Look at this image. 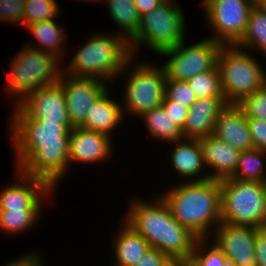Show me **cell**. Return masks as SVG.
Instances as JSON below:
<instances>
[{
    "instance_id": "cell-16",
    "label": "cell",
    "mask_w": 266,
    "mask_h": 266,
    "mask_svg": "<svg viewBox=\"0 0 266 266\" xmlns=\"http://www.w3.org/2000/svg\"><path fill=\"white\" fill-rule=\"evenodd\" d=\"M111 138L80 126L73 127L69 131V165L73 162L95 163L112 157Z\"/></svg>"
},
{
    "instance_id": "cell-26",
    "label": "cell",
    "mask_w": 266,
    "mask_h": 266,
    "mask_svg": "<svg viewBox=\"0 0 266 266\" xmlns=\"http://www.w3.org/2000/svg\"><path fill=\"white\" fill-rule=\"evenodd\" d=\"M236 46L247 50L257 47L266 56V11L261 6L252 7L244 36Z\"/></svg>"
},
{
    "instance_id": "cell-15",
    "label": "cell",
    "mask_w": 266,
    "mask_h": 266,
    "mask_svg": "<svg viewBox=\"0 0 266 266\" xmlns=\"http://www.w3.org/2000/svg\"><path fill=\"white\" fill-rule=\"evenodd\" d=\"M18 172V181L0 192V210H41L44 200L56 190L46 181Z\"/></svg>"
},
{
    "instance_id": "cell-27",
    "label": "cell",
    "mask_w": 266,
    "mask_h": 266,
    "mask_svg": "<svg viewBox=\"0 0 266 266\" xmlns=\"http://www.w3.org/2000/svg\"><path fill=\"white\" fill-rule=\"evenodd\" d=\"M265 156L266 151H260L255 148L241 151L237 168L231 178L264 183L266 181L265 160L263 161V159H266Z\"/></svg>"
},
{
    "instance_id": "cell-32",
    "label": "cell",
    "mask_w": 266,
    "mask_h": 266,
    "mask_svg": "<svg viewBox=\"0 0 266 266\" xmlns=\"http://www.w3.org/2000/svg\"><path fill=\"white\" fill-rule=\"evenodd\" d=\"M245 112L247 119L266 121V83L238 104Z\"/></svg>"
},
{
    "instance_id": "cell-43",
    "label": "cell",
    "mask_w": 266,
    "mask_h": 266,
    "mask_svg": "<svg viewBox=\"0 0 266 266\" xmlns=\"http://www.w3.org/2000/svg\"><path fill=\"white\" fill-rule=\"evenodd\" d=\"M223 266H237L232 260L226 259Z\"/></svg>"
},
{
    "instance_id": "cell-38",
    "label": "cell",
    "mask_w": 266,
    "mask_h": 266,
    "mask_svg": "<svg viewBox=\"0 0 266 266\" xmlns=\"http://www.w3.org/2000/svg\"><path fill=\"white\" fill-rule=\"evenodd\" d=\"M255 256L257 266H266V228L256 232Z\"/></svg>"
},
{
    "instance_id": "cell-30",
    "label": "cell",
    "mask_w": 266,
    "mask_h": 266,
    "mask_svg": "<svg viewBox=\"0 0 266 266\" xmlns=\"http://www.w3.org/2000/svg\"><path fill=\"white\" fill-rule=\"evenodd\" d=\"M57 0H26L23 24L28 25L53 20L59 15V5Z\"/></svg>"
},
{
    "instance_id": "cell-8",
    "label": "cell",
    "mask_w": 266,
    "mask_h": 266,
    "mask_svg": "<svg viewBox=\"0 0 266 266\" xmlns=\"http://www.w3.org/2000/svg\"><path fill=\"white\" fill-rule=\"evenodd\" d=\"M12 60L5 89L13 97L21 96L14 104L30 92L58 82L63 72L58 57L27 45Z\"/></svg>"
},
{
    "instance_id": "cell-40",
    "label": "cell",
    "mask_w": 266,
    "mask_h": 266,
    "mask_svg": "<svg viewBox=\"0 0 266 266\" xmlns=\"http://www.w3.org/2000/svg\"><path fill=\"white\" fill-rule=\"evenodd\" d=\"M164 0H134L138 14L142 16L145 13L152 11L156 6Z\"/></svg>"
},
{
    "instance_id": "cell-23",
    "label": "cell",
    "mask_w": 266,
    "mask_h": 266,
    "mask_svg": "<svg viewBox=\"0 0 266 266\" xmlns=\"http://www.w3.org/2000/svg\"><path fill=\"white\" fill-rule=\"evenodd\" d=\"M26 28L30 30L34 39L38 41L37 44H39V47H33V45L27 46L53 54L59 59L64 56L62 51L64 50L63 42L66 39V35H64V30H62V28L57 24V21H54V19L42 21L28 25Z\"/></svg>"
},
{
    "instance_id": "cell-35",
    "label": "cell",
    "mask_w": 266,
    "mask_h": 266,
    "mask_svg": "<svg viewBox=\"0 0 266 266\" xmlns=\"http://www.w3.org/2000/svg\"><path fill=\"white\" fill-rule=\"evenodd\" d=\"M248 126L253 141V148L266 151V121L262 119H248Z\"/></svg>"
},
{
    "instance_id": "cell-14",
    "label": "cell",
    "mask_w": 266,
    "mask_h": 266,
    "mask_svg": "<svg viewBox=\"0 0 266 266\" xmlns=\"http://www.w3.org/2000/svg\"><path fill=\"white\" fill-rule=\"evenodd\" d=\"M17 105L32 119L70 123L59 81L30 92Z\"/></svg>"
},
{
    "instance_id": "cell-25",
    "label": "cell",
    "mask_w": 266,
    "mask_h": 266,
    "mask_svg": "<svg viewBox=\"0 0 266 266\" xmlns=\"http://www.w3.org/2000/svg\"><path fill=\"white\" fill-rule=\"evenodd\" d=\"M141 118L146 122L149 134L156 139L173 143L183 138L181 129L176 126L162 105L147 111Z\"/></svg>"
},
{
    "instance_id": "cell-36",
    "label": "cell",
    "mask_w": 266,
    "mask_h": 266,
    "mask_svg": "<svg viewBox=\"0 0 266 266\" xmlns=\"http://www.w3.org/2000/svg\"><path fill=\"white\" fill-rule=\"evenodd\" d=\"M162 106L166 113L170 115L176 126L182 130L188 115L189 108L179 105L175 101L169 100L166 97L162 102Z\"/></svg>"
},
{
    "instance_id": "cell-46",
    "label": "cell",
    "mask_w": 266,
    "mask_h": 266,
    "mask_svg": "<svg viewBox=\"0 0 266 266\" xmlns=\"http://www.w3.org/2000/svg\"><path fill=\"white\" fill-rule=\"evenodd\" d=\"M81 1H85V2H86V1H88V2H89V1H92V2H93V1H95V2L97 1V2H98L99 0H81Z\"/></svg>"
},
{
    "instance_id": "cell-18",
    "label": "cell",
    "mask_w": 266,
    "mask_h": 266,
    "mask_svg": "<svg viewBox=\"0 0 266 266\" xmlns=\"http://www.w3.org/2000/svg\"><path fill=\"white\" fill-rule=\"evenodd\" d=\"M226 105L224 97L198 98L189 107L181 130L183 138L200 140L212 135L216 119Z\"/></svg>"
},
{
    "instance_id": "cell-12",
    "label": "cell",
    "mask_w": 266,
    "mask_h": 266,
    "mask_svg": "<svg viewBox=\"0 0 266 266\" xmlns=\"http://www.w3.org/2000/svg\"><path fill=\"white\" fill-rule=\"evenodd\" d=\"M59 82L63 88L68 118L73 127L84 122L89 107L108 89V82L102 79L75 77L64 72Z\"/></svg>"
},
{
    "instance_id": "cell-20",
    "label": "cell",
    "mask_w": 266,
    "mask_h": 266,
    "mask_svg": "<svg viewBox=\"0 0 266 266\" xmlns=\"http://www.w3.org/2000/svg\"><path fill=\"white\" fill-rule=\"evenodd\" d=\"M184 140V141H183ZM175 147L171 150V164L174 171L189 181H202L209 179L207 172L202 176L204 160L199 140L182 138L175 141ZM200 177V178H199ZM191 178V179H190Z\"/></svg>"
},
{
    "instance_id": "cell-22",
    "label": "cell",
    "mask_w": 266,
    "mask_h": 266,
    "mask_svg": "<svg viewBox=\"0 0 266 266\" xmlns=\"http://www.w3.org/2000/svg\"><path fill=\"white\" fill-rule=\"evenodd\" d=\"M124 226L118 227L114 243L115 264L113 266H134L150 249L148 242L123 220Z\"/></svg>"
},
{
    "instance_id": "cell-9",
    "label": "cell",
    "mask_w": 266,
    "mask_h": 266,
    "mask_svg": "<svg viewBox=\"0 0 266 266\" xmlns=\"http://www.w3.org/2000/svg\"><path fill=\"white\" fill-rule=\"evenodd\" d=\"M136 64L138 65L134 66L133 70H129L130 73L126 72L129 76L124 86L125 100L122 110L130 111L132 116L141 117L147 111L162 105L165 98L166 73L163 66L146 62Z\"/></svg>"
},
{
    "instance_id": "cell-3",
    "label": "cell",
    "mask_w": 266,
    "mask_h": 266,
    "mask_svg": "<svg viewBox=\"0 0 266 266\" xmlns=\"http://www.w3.org/2000/svg\"><path fill=\"white\" fill-rule=\"evenodd\" d=\"M160 196L168 204L175 220L198 238H209L210 231L221 223V187L218 180H186Z\"/></svg>"
},
{
    "instance_id": "cell-42",
    "label": "cell",
    "mask_w": 266,
    "mask_h": 266,
    "mask_svg": "<svg viewBox=\"0 0 266 266\" xmlns=\"http://www.w3.org/2000/svg\"><path fill=\"white\" fill-rule=\"evenodd\" d=\"M249 3L252 7L261 6L265 0H244Z\"/></svg>"
},
{
    "instance_id": "cell-24",
    "label": "cell",
    "mask_w": 266,
    "mask_h": 266,
    "mask_svg": "<svg viewBox=\"0 0 266 266\" xmlns=\"http://www.w3.org/2000/svg\"><path fill=\"white\" fill-rule=\"evenodd\" d=\"M105 1L108 4L110 17L124 31L117 32L116 34L126 39L129 43L138 34L140 27V15L138 14L134 0Z\"/></svg>"
},
{
    "instance_id": "cell-10",
    "label": "cell",
    "mask_w": 266,
    "mask_h": 266,
    "mask_svg": "<svg viewBox=\"0 0 266 266\" xmlns=\"http://www.w3.org/2000/svg\"><path fill=\"white\" fill-rule=\"evenodd\" d=\"M184 43L185 41L160 54L169 57L163 65L166 80L188 81L191 77L212 70L217 65L222 44L210 38L193 45L185 46Z\"/></svg>"
},
{
    "instance_id": "cell-45",
    "label": "cell",
    "mask_w": 266,
    "mask_h": 266,
    "mask_svg": "<svg viewBox=\"0 0 266 266\" xmlns=\"http://www.w3.org/2000/svg\"><path fill=\"white\" fill-rule=\"evenodd\" d=\"M264 191H265V200H266V181L263 183Z\"/></svg>"
},
{
    "instance_id": "cell-19",
    "label": "cell",
    "mask_w": 266,
    "mask_h": 266,
    "mask_svg": "<svg viewBox=\"0 0 266 266\" xmlns=\"http://www.w3.org/2000/svg\"><path fill=\"white\" fill-rule=\"evenodd\" d=\"M205 167L210 168L209 178L222 181L231 178L238 165L241 151L213 134L199 140Z\"/></svg>"
},
{
    "instance_id": "cell-41",
    "label": "cell",
    "mask_w": 266,
    "mask_h": 266,
    "mask_svg": "<svg viewBox=\"0 0 266 266\" xmlns=\"http://www.w3.org/2000/svg\"><path fill=\"white\" fill-rule=\"evenodd\" d=\"M168 266H192L189 259L172 260Z\"/></svg>"
},
{
    "instance_id": "cell-44",
    "label": "cell",
    "mask_w": 266,
    "mask_h": 266,
    "mask_svg": "<svg viewBox=\"0 0 266 266\" xmlns=\"http://www.w3.org/2000/svg\"><path fill=\"white\" fill-rule=\"evenodd\" d=\"M261 7L266 11V0L263 2V4L261 5Z\"/></svg>"
},
{
    "instance_id": "cell-29",
    "label": "cell",
    "mask_w": 266,
    "mask_h": 266,
    "mask_svg": "<svg viewBox=\"0 0 266 266\" xmlns=\"http://www.w3.org/2000/svg\"><path fill=\"white\" fill-rule=\"evenodd\" d=\"M187 82L197 99L224 97L221 90L220 71L217 65L212 70L191 77Z\"/></svg>"
},
{
    "instance_id": "cell-7",
    "label": "cell",
    "mask_w": 266,
    "mask_h": 266,
    "mask_svg": "<svg viewBox=\"0 0 266 266\" xmlns=\"http://www.w3.org/2000/svg\"><path fill=\"white\" fill-rule=\"evenodd\" d=\"M221 222L266 228V200L262 182L228 178L220 181Z\"/></svg>"
},
{
    "instance_id": "cell-2",
    "label": "cell",
    "mask_w": 266,
    "mask_h": 266,
    "mask_svg": "<svg viewBox=\"0 0 266 266\" xmlns=\"http://www.w3.org/2000/svg\"><path fill=\"white\" fill-rule=\"evenodd\" d=\"M156 200V201H155ZM149 204L138 199L132 201L123 219L138 232L151 248H156L173 260L190 259L196 240L188 228L179 224L166 201L158 196Z\"/></svg>"
},
{
    "instance_id": "cell-39",
    "label": "cell",
    "mask_w": 266,
    "mask_h": 266,
    "mask_svg": "<svg viewBox=\"0 0 266 266\" xmlns=\"http://www.w3.org/2000/svg\"><path fill=\"white\" fill-rule=\"evenodd\" d=\"M41 257V254L38 252H29V254H24L19 257V259H16L14 261L12 260L5 266H41L42 264H44Z\"/></svg>"
},
{
    "instance_id": "cell-28",
    "label": "cell",
    "mask_w": 266,
    "mask_h": 266,
    "mask_svg": "<svg viewBox=\"0 0 266 266\" xmlns=\"http://www.w3.org/2000/svg\"><path fill=\"white\" fill-rule=\"evenodd\" d=\"M41 212L42 210H0V229L8 234L23 233L35 226Z\"/></svg>"
},
{
    "instance_id": "cell-4",
    "label": "cell",
    "mask_w": 266,
    "mask_h": 266,
    "mask_svg": "<svg viewBox=\"0 0 266 266\" xmlns=\"http://www.w3.org/2000/svg\"><path fill=\"white\" fill-rule=\"evenodd\" d=\"M114 34H93L77 49L63 72L75 77H95L106 82L122 76L134 62V57L126 39L116 32Z\"/></svg>"
},
{
    "instance_id": "cell-13",
    "label": "cell",
    "mask_w": 266,
    "mask_h": 266,
    "mask_svg": "<svg viewBox=\"0 0 266 266\" xmlns=\"http://www.w3.org/2000/svg\"><path fill=\"white\" fill-rule=\"evenodd\" d=\"M258 230L252 226L221 222L212 232L213 241L237 266H257L254 248Z\"/></svg>"
},
{
    "instance_id": "cell-31",
    "label": "cell",
    "mask_w": 266,
    "mask_h": 266,
    "mask_svg": "<svg viewBox=\"0 0 266 266\" xmlns=\"http://www.w3.org/2000/svg\"><path fill=\"white\" fill-rule=\"evenodd\" d=\"M206 241L207 238H198L196 240L193 253L189 259L192 266H223L227 257L214 241L210 244L208 249L205 244L207 243Z\"/></svg>"
},
{
    "instance_id": "cell-11",
    "label": "cell",
    "mask_w": 266,
    "mask_h": 266,
    "mask_svg": "<svg viewBox=\"0 0 266 266\" xmlns=\"http://www.w3.org/2000/svg\"><path fill=\"white\" fill-rule=\"evenodd\" d=\"M206 20L222 45H236L244 36L252 6L244 0H203Z\"/></svg>"
},
{
    "instance_id": "cell-17",
    "label": "cell",
    "mask_w": 266,
    "mask_h": 266,
    "mask_svg": "<svg viewBox=\"0 0 266 266\" xmlns=\"http://www.w3.org/2000/svg\"><path fill=\"white\" fill-rule=\"evenodd\" d=\"M213 135L240 151L253 149L248 119L238 104H227L220 111Z\"/></svg>"
},
{
    "instance_id": "cell-34",
    "label": "cell",
    "mask_w": 266,
    "mask_h": 266,
    "mask_svg": "<svg viewBox=\"0 0 266 266\" xmlns=\"http://www.w3.org/2000/svg\"><path fill=\"white\" fill-rule=\"evenodd\" d=\"M26 0H0V21L8 23H23Z\"/></svg>"
},
{
    "instance_id": "cell-33",
    "label": "cell",
    "mask_w": 266,
    "mask_h": 266,
    "mask_svg": "<svg viewBox=\"0 0 266 266\" xmlns=\"http://www.w3.org/2000/svg\"><path fill=\"white\" fill-rule=\"evenodd\" d=\"M165 97L188 108L197 100L188 82L177 80H166Z\"/></svg>"
},
{
    "instance_id": "cell-21",
    "label": "cell",
    "mask_w": 266,
    "mask_h": 266,
    "mask_svg": "<svg viewBox=\"0 0 266 266\" xmlns=\"http://www.w3.org/2000/svg\"><path fill=\"white\" fill-rule=\"evenodd\" d=\"M109 88L89 107L80 127L104 133L111 137L112 130L124 118L122 104L108 95Z\"/></svg>"
},
{
    "instance_id": "cell-6",
    "label": "cell",
    "mask_w": 266,
    "mask_h": 266,
    "mask_svg": "<svg viewBox=\"0 0 266 266\" xmlns=\"http://www.w3.org/2000/svg\"><path fill=\"white\" fill-rule=\"evenodd\" d=\"M185 19L182 9L172 0H164L152 11L140 16L138 34L129 42L132 56L146 45L161 54L185 41Z\"/></svg>"
},
{
    "instance_id": "cell-1",
    "label": "cell",
    "mask_w": 266,
    "mask_h": 266,
    "mask_svg": "<svg viewBox=\"0 0 266 266\" xmlns=\"http://www.w3.org/2000/svg\"><path fill=\"white\" fill-rule=\"evenodd\" d=\"M13 108L9 130L18 171L40 178L56 189L68 173L69 131L73 126L32 119L17 104Z\"/></svg>"
},
{
    "instance_id": "cell-5",
    "label": "cell",
    "mask_w": 266,
    "mask_h": 266,
    "mask_svg": "<svg viewBox=\"0 0 266 266\" xmlns=\"http://www.w3.org/2000/svg\"><path fill=\"white\" fill-rule=\"evenodd\" d=\"M253 57L236 45H222L217 66L222 94L227 104H239L266 83V72Z\"/></svg>"
},
{
    "instance_id": "cell-37",
    "label": "cell",
    "mask_w": 266,
    "mask_h": 266,
    "mask_svg": "<svg viewBox=\"0 0 266 266\" xmlns=\"http://www.w3.org/2000/svg\"><path fill=\"white\" fill-rule=\"evenodd\" d=\"M172 260L162 251L150 247L134 266H168Z\"/></svg>"
}]
</instances>
